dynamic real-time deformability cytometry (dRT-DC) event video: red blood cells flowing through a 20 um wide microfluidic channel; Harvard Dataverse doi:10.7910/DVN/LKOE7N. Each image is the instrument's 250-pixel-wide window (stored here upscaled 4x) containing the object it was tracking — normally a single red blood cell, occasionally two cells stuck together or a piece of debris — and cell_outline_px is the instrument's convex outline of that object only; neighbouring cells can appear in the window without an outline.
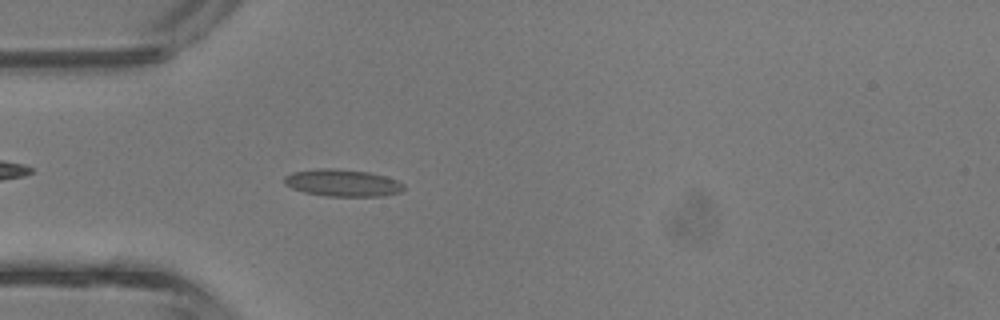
{"species": "common noctule bat (a hibernating species)", "species_latin": "Nyctalus noctula", "temperature_condition": "room temperature", "stored_images_in_passage": 42, "camera_frame_rate_fps": 3000, "um_per_image_px": 0.085, "animal": {"sex": "male", "body_mass_g": 13.3}, "frame": {"image": 1, "passage_image": 12, "time_ms": 3.667, "image_size_px": [1000, 320], "cell_outline_px": [[404, 188], [400, 192], [384, 196], [328, 196], [304, 192], [292, 188], [284, 184], [284, 176], [292, 172], [316, 168], [336, 168], [368, 172], [384, 176], [396, 180], [404, 184]], "centroid_in_image_um": [29.09, 15.54], "position_along_channel_um": 55.9, "area_um2": 18.9}}
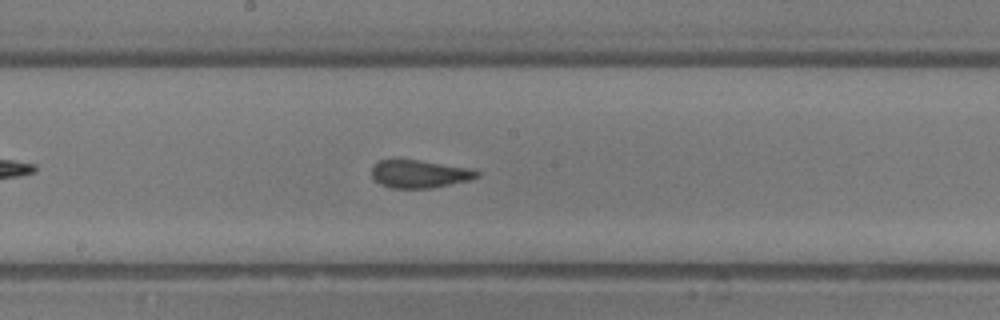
{"frame": {"image": 2, "passage_image": 22, "time_ms": 7.0, "image_size_px": [1000, 320], "cell_outline_px": [[480, 176], [468, 180], [432, 188], [392, 188], [380, 184], [372, 176], [372, 164], [376, 160], [420, 160], [472, 168], [480, 172]], "centroid_in_image_um": [35.66, 14.77], "position_along_channel_um": 212.5, "area_um2": 17.17}}
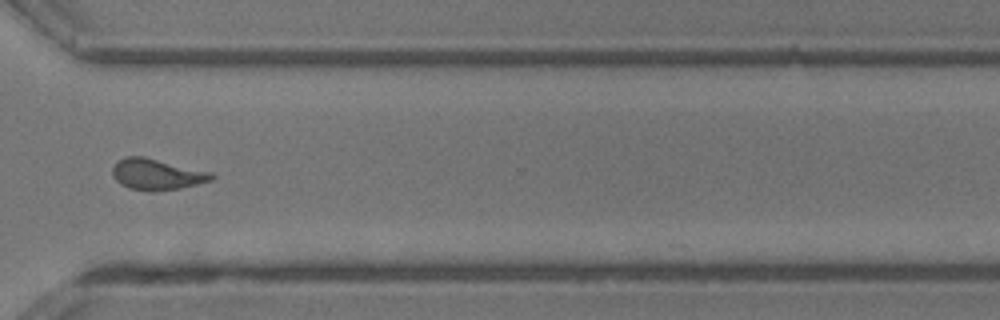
{"frame": {"image": 3, "passage_image": 31, "time_ms": 10.0, "image_size_px": [1000, 320], "cell_outline_px": [[216, 176], [212, 180], [180, 188], [152, 192], [128, 188], [120, 184], [112, 176], [112, 168], [124, 156], [144, 156], [212, 172]], "centroid_in_image_um": [13.33, 14.82], "position_along_channel_um": 357.3, "area_um2": 18.03}, "authors_computed_cell_mechanics": {"area_um2": 17.5134, "velocity_mm_per_s": 4.8274, "shape_relaxation_time_tau1_ms": 4.3321, "shape_relaxation_time_tau2_ms": 0.8106, "deformation_change_tau1": 0.1499, "deformation_change_tau2": 0.0742}}